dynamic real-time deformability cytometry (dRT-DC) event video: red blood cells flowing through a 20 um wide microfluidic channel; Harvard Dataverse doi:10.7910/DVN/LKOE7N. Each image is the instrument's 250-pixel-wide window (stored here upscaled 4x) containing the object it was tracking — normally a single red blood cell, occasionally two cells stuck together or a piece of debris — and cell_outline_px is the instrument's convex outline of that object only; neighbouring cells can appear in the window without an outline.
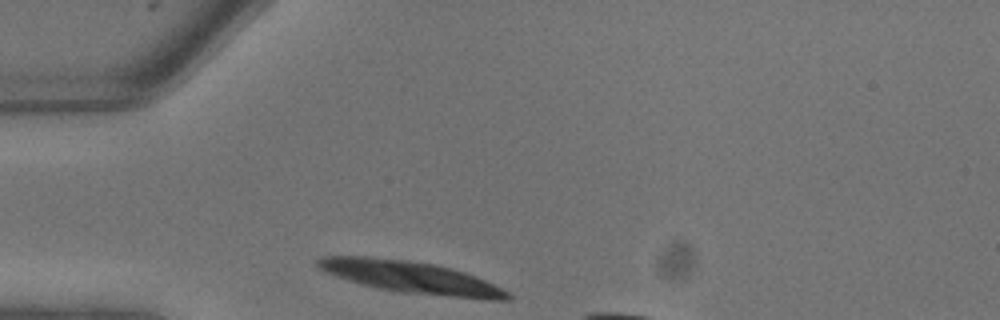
{"species": "common noctule bat (a hibernating species)", "species_latin": "Nyctalus noctula", "temperature_condition": "warm", "stored_images_in_passage": 4, "camera_frame_rate_fps": 3000, "um_per_image_px": 0.085, "animal": {"sex": "male", "body_mass_g": 13.3}, "frame": {"image": 1, "passage_image": 1, "time_ms": 0.0, "image_size_px": [1000, 320], "cell_outline_px": [[512, 300], [492, 300], [400, 292], [380, 288], [348, 280], [324, 272], [316, 264], [316, 260], [324, 256], [364, 256], [408, 260], [432, 264], [452, 268], [476, 276], [508, 292], [512, 296]], "centroid_in_image_um": [34.94, 23.56], "position_along_channel_um": 50.1, "area_um2": 34.91}}